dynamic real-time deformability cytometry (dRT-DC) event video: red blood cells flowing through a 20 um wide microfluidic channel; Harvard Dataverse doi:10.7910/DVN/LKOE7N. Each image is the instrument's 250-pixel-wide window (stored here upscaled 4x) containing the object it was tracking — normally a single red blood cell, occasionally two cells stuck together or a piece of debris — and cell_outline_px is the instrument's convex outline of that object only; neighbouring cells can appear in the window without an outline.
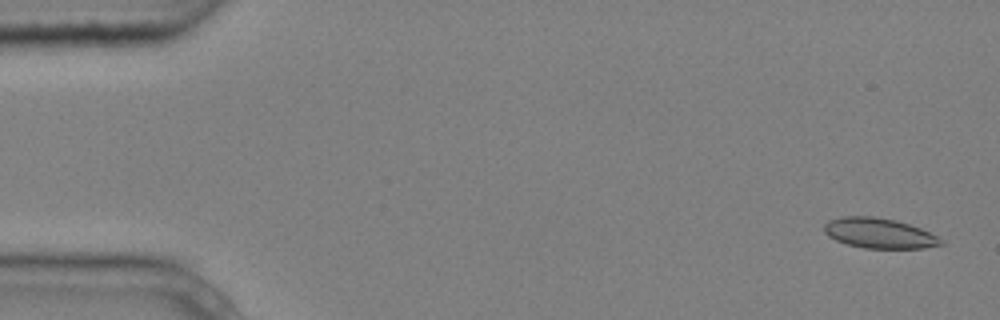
{"species": "common noctule bat (a hibernating species)", "species_latin": "Nyctalus noctula", "temperature_condition": "cold", "stored_images_in_passage": 4, "camera_frame_rate_fps": 3000, "um_per_image_px": 0.085, "animal": {"sex": "male", "body_mass_g": 20.4}, "frame": {"image": 1, "passage_image": 1, "time_ms": 0.0, "image_size_px": [1000, 320], "cell_outline_px": [[944, 244], [924, 248], [864, 248], [848, 244], [836, 240], [828, 236], [824, 232], [824, 224], [828, 220], [844, 216], [872, 216], [892, 220], [908, 224], [920, 228], [944, 240]], "centroid_in_image_um": [74.71, 19.82], "position_along_channel_um": 10.3, "area_um2": 20.35}}
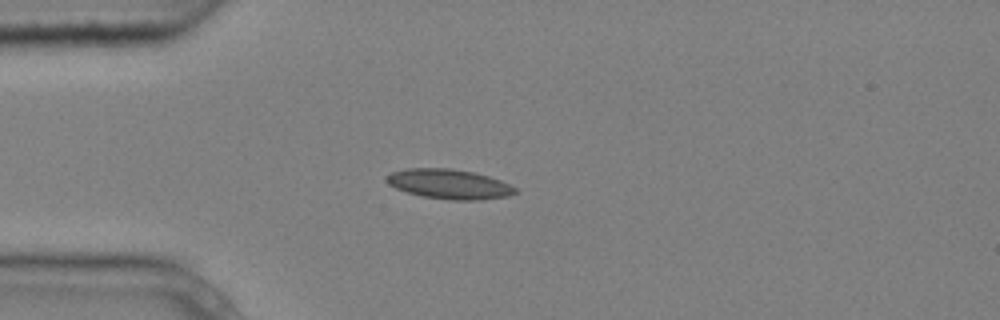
{"frame": {"image": 2, "passage_image": 4, "time_ms": 1.0, "image_size_px": [1000, 320], "cell_outline_px": [[520, 192], [508, 196], [480, 200], [452, 200], [424, 196], [408, 192], [396, 188], [388, 184], [384, 180], [384, 176], [392, 172], [404, 168], [448, 168], [472, 172], [488, 176], [500, 180], [516, 188]], "centroid_in_image_um": [38.16, 15.64], "position_along_channel_um": 46.8, "area_um2": 22.31}}